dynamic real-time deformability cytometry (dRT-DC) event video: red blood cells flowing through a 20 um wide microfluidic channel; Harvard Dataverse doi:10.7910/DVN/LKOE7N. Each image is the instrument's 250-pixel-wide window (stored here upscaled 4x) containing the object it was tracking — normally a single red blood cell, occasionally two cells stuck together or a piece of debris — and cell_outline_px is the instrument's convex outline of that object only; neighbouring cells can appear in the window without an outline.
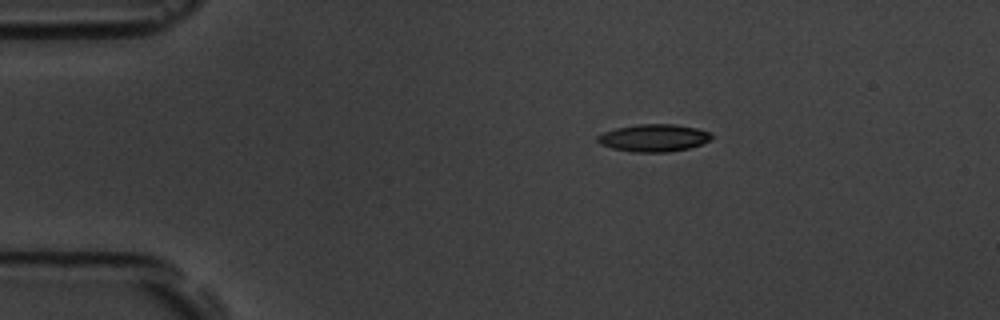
{"species": "common noctule bat (a hibernating species)", "species_latin": "Nyctalus noctula", "temperature_condition": "room temperature", "stored_images_in_passage": 7, "camera_frame_rate_fps": 3000, "um_per_image_px": 0.085, "animal": {"sex": "male", "body_mass_g": 19.5, "forearm_length_mm": 54.6}, "frame": {"image": 1, "passage_image": 3, "time_ms": 2.333, "image_size_px": [1000, 320], "cell_outline_px": [[712, 136], [708, 140], [700, 144], [688, 148], [668, 152], [632, 152], [612, 148], [600, 144], [596, 140], [596, 136], [604, 132], [616, 128], [636, 124], [676, 124], [696, 128], [712, 132]], "centroid_in_image_um": [55.54, 11.71], "position_along_channel_um": 29.5, "area_um2": 18.21}}
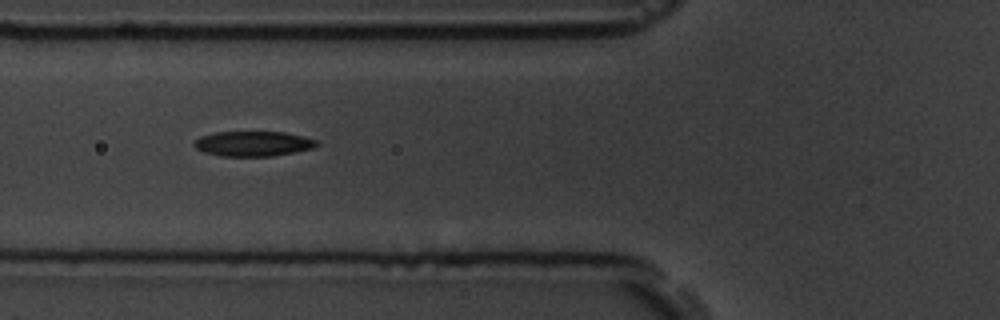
{"frame": {"image": 2, "passage_image": 6, "time_ms": 6.0, "image_size_px": [1000, 320], "cell_outline_px": [[320, 144], [316, 148], [272, 156], [220, 156], [204, 152], [196, 148], [192, 144], [200, 136], [216, 132], [284, 132], [304, 136], [316, 140]], "centroid_in_image_um": [21.54, 12.21], "position_along_channel_um": 104.3, "area_um2": 17.98}}
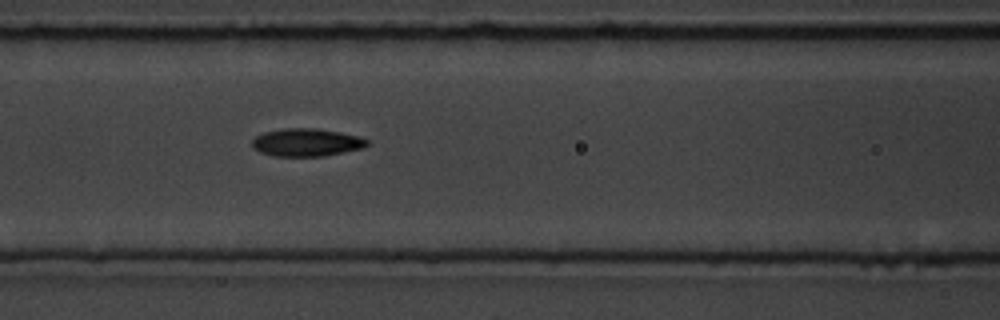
{"frame": {"image": 3, "passage_image": 7, "time_ms": 7.0, "image_size_px": [1000, 320], "cell_outline_px": [[368, 144], [364, 148], [324, 156], [276, 156], [260, 152], [252, 148], [252, 140], [256, 136], [264, 132], [280, 128], [316, 128], [340, 132], [360, 136], [368, 140]], "centroid_in_image_um": [26.05, 12.1], "position_along_channel_um": 140.5, "area_um2": 18.79}}